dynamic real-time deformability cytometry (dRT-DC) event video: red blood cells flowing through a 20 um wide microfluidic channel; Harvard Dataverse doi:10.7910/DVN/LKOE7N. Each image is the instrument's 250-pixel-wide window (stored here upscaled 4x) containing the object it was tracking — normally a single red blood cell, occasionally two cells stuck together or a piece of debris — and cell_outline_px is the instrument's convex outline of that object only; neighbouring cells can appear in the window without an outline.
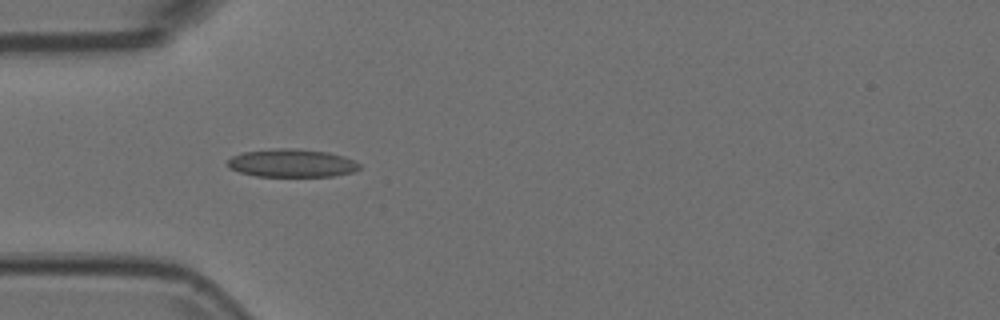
{"species": "Egyptian fruit bat (a non-hibernating species)", "species_latin": "Rousettus aegyptiacus", "temperature_condition": "room temperature", "stored_images_in_passage": 14, "camera_frame_rate_fps": 3000, "um_per_image_px": 0.085, "animal": {"sex": "female"}, "frame": {"image": 1, "passage_image": 5, "time_ms": 1.333, "image_size_px": [1000, 320], "cell_outline_px": [[360, 168], [352, 172], [332, 176], [256, 176], [240, 172], [228, 168], [228, 160], [232, 156], [244, 152], [276, 148], [296, 148], [328, 152], [344, 156], [360, 164]], "centroid_in_image_um": [24.79, 13.86], "position_along_channel_um": 60.2, "area_um2": 21.5}}